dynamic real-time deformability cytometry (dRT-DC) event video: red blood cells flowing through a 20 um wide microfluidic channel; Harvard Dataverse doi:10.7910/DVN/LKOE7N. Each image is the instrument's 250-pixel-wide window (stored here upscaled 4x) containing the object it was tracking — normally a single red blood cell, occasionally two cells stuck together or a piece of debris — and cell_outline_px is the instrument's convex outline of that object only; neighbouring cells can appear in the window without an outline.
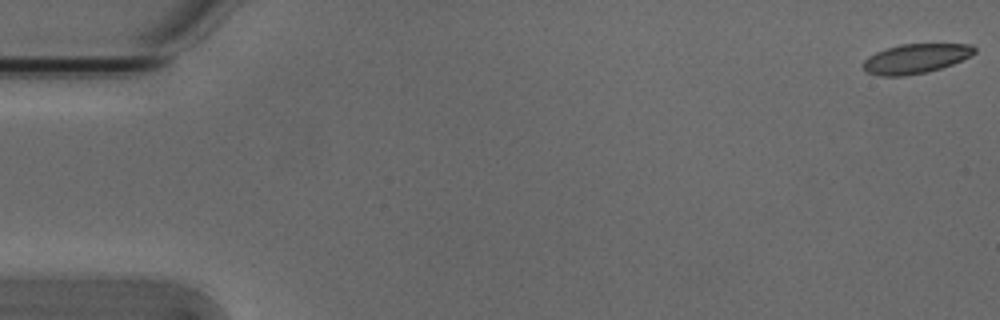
{"species": "Egyptian fruit bat (a non-hibernating species)", "species_latin": "Rousettus aegyptiacus", "temperature_condition": "cold", "stored_images_in_passage": 54, "camera_frame_rate_fps": 3000, "um_per_image_px": 0.085, "animal": {"sex": "male"}, "frame": {"image": 1, "passage_image": 1, "time_ms": 0.0, "image_size_px": [1000, 320], "cell_outline_px": [[976, 52], [952, 64], [940, 68], [924, 72], [904, 76], [880, 76], [868, 72], [864, 68], [864, 60], [868, 56], [876, 52], [900, 44], [972, 44], [976, 48]], "centroid_in_image_um": [77.82, 4.97], "position_along_channel_um": 7.2, "area_um2": 18.84}}
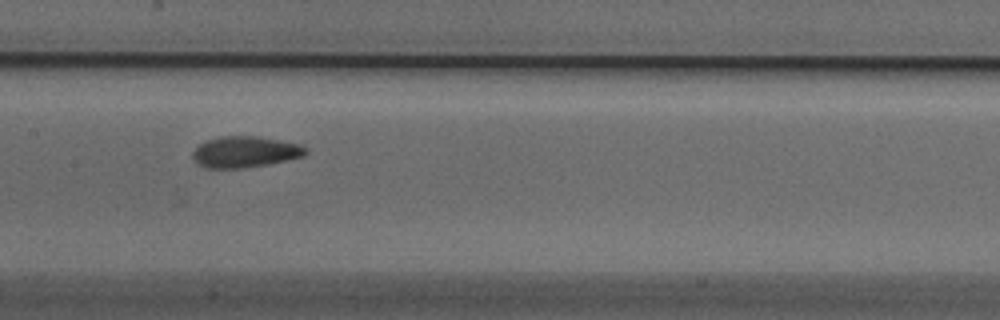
{"frame": {"image": 2, "passage_image": 27, "time_ms": 8.667, "image_size_px": [1000, 320], "cell_outline_px": [[308, 152], [304, 156], [268, 164], [244, 168], [204, 168], [192, 156], [192, 152], [200, 144], [208, 140], [220, 136], [256, 136], [300, 144], [308, 148]], "centroid_in_image_um": [20.85, 12.91], "position_along_channel_um": 186.5, "area_um2": 20.4}}
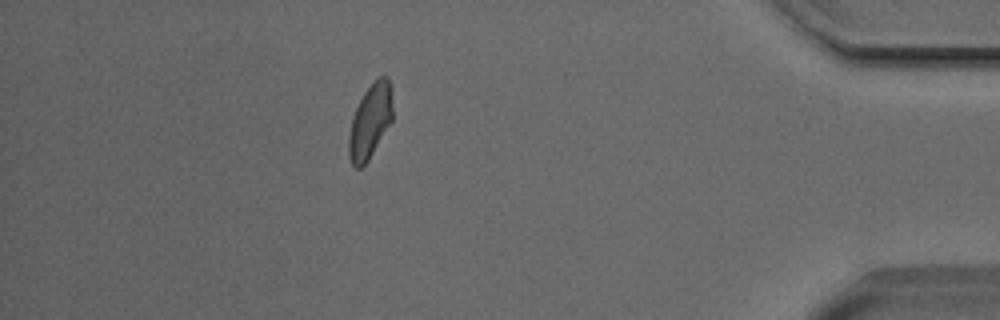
{"frame": {"image": 3, "passage_image": 48, "time_ms": 15.667, "image_size_px": [1000, 320], "cell_outline_px": [[392, 120], [368, 160], [360, 168], [356, 168], [352, 164], [348, 156], [348, 136], [352, 116], [364, 92], [380, 76], [388, 76], [392, 88]], "centroid_in_image_um": [31.46, 10.3], "position_along_channel_um": 403.7, "area_um2": 18.9}, "authors_computed_cell_mechanics": {"area_um2": 19.8543, "velocity_mm_per_s": 3.7962, "shape_relaxation_time_tau1_ms": 5.2345, "shape_relaxation_time_tau2_ms": 0.8365, "deformation_change_tau1": 0.1189, "deformation_change_tau2": 0.051}}